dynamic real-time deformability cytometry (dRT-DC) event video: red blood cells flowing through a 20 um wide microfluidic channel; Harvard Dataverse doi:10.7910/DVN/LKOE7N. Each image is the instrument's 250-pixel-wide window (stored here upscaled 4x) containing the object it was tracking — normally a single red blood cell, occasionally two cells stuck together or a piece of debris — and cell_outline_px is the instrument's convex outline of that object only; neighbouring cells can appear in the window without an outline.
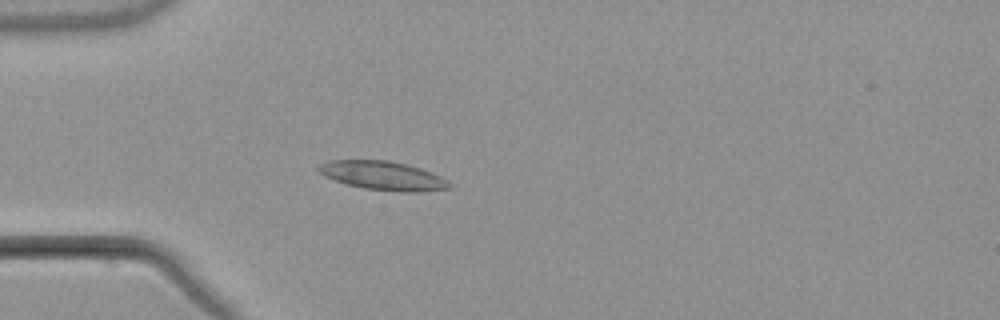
{"species": "common noctule bat (a hibernating species)", "species_latin": "Nyctalus noctula", "temperature_condition": "warm", "stored_images_in_passage": 4, "camera_frame_rate_fps": 3000, "um_per_image_px": 0.085, "animal": {"sex": "male", "body_mass_g": 21.5, "forearm_length_mm": 52.0}, "frame": {"image": 1, "passage_image": 4, "time_ms": 4.667, "image_size_px": [1000, 320], "cell_outline_px": [[452, 188], [420, 192], [400, 192], [364, 188], [348, 184], [324, 176], [316, 168], [320, 164], [328, 160], [388, 160], [420, 168], [440, 176], [452, 184]], "centroid_in_image_um": [32.56, 14.93], "position_along_channel_um": 52.4, "area_um2": 21.85}}